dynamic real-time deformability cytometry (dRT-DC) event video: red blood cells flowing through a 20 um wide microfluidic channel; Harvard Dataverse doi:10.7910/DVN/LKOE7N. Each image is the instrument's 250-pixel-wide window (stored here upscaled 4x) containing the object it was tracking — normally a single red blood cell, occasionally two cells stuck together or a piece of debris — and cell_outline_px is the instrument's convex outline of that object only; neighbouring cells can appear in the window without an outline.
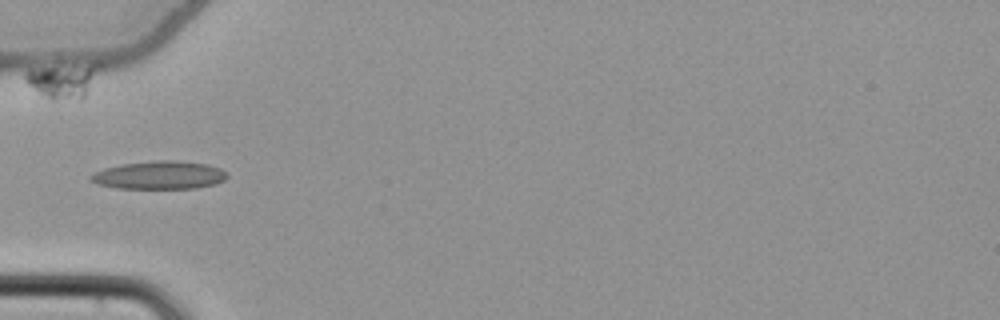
{"species": "common noctule bat (a hibernating species)", "species_latin": "Nyctalus noctula", "temperature_condition": "cold", "stored_images_in_passage": 36, "camera_frame_rate_fps": 3000, "um_per_image_px": 0.085, "animal": {"sex": "female", "body_mass_g": 22.7, "forearm_length_mm": 54.2}, "frame": {"image": 1, "passage_image": 1, "time_ms": 0.0, "image_size_px": [1000, 320], "cell_outline_px": [[228, 176], [224, 180], [216, 184], [196, 188], [116, 188], [96, 184], [88, 180], [88, 176], [92, 172], [104, 168], [120, 164], [156, 160], [172, 160], [208, 164], [220, 168]], "centroid_in_image_um": [13.48, 14.88], "position_along_channel_um": 71.5, "area_um2": 22.54}}
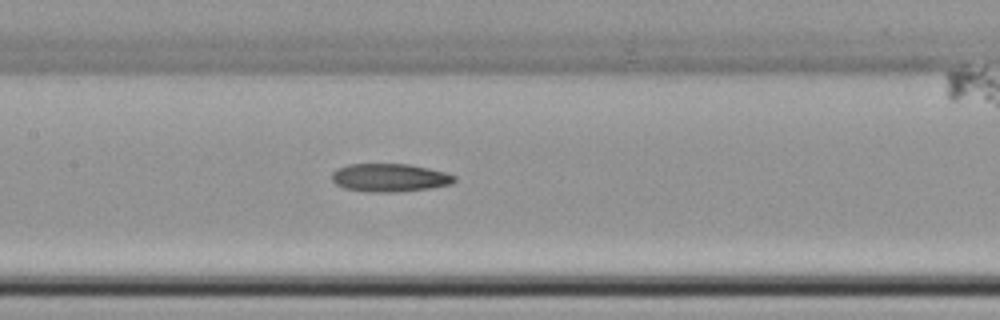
{"frame": {"image": 2, "passage_image": 9, "time_ms": 2.667, "image_size_px": [1000, 320], "cell_outline_px": [[456, 180], [452, 184], [428, 188], [392, 192], [368, 192], [344, 188], [336, 184], [332, 180], [332, 172], [336, 168], [348, 164], [408, 164], [428, 168], [444, 172], [456, 176]], "centroid_in_image_um": [33.09, 15.1], "position_along_channel_um": 174.3, "area_um2": 20.06}}
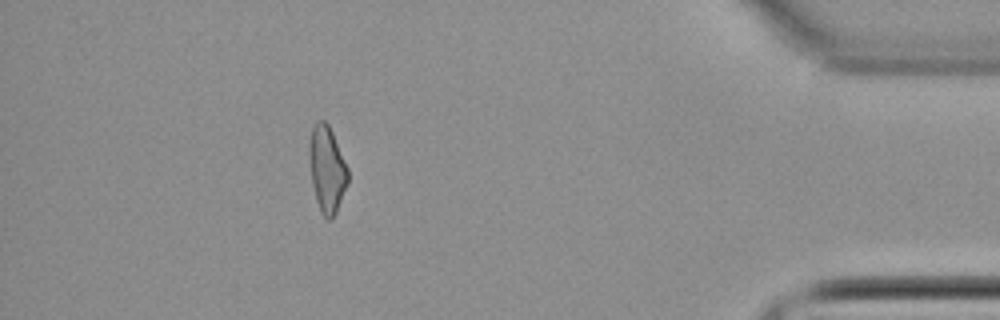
{"frame": {"image": 3, "passage_image": 31, "time_ms": 10.0, "image_size_px": [1000, 320], "cell_outline_px": [[348, 184], [336, 212], [332, 220], [328, 220], [320, 212], [316, 200], [312, 184], [308, 156], [308, 144], [312, 128], [316, 120], [324, 120], [328, 124], [332, 132], [348, 168]], "centroid_in_image_um": [27.78, 14.38], "position_along_channel_um": 407.4, "area_um2": 19.65}}